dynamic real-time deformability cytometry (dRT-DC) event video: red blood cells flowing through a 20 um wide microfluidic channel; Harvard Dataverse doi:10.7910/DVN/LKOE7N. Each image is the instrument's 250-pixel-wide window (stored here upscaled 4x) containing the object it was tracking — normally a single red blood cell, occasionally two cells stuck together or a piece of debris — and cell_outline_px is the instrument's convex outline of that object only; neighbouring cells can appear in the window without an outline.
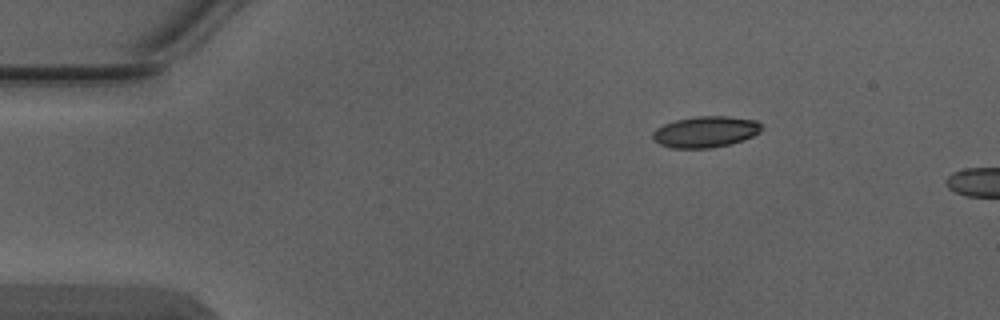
{"species": "Egyptian fruit bat (a non-hibernating species)", "species_latin": "Rousettus aegyptiacus", "temperature_condition": "warm", "stored_images_in_passage": 2, "camera_frame_rate_fps": 3000, "um_per_image_px": 0.085, "animal": {"sex": "male"}, "frame": {"image": 1, "passage_image": 2, "time_ms": 0.333, "image_size_px": [1000, 320], "cell_outline_px": [[764, 128], [760, 132], [744, 140], [712, 148], [672, 148], [660, 144], [652, 140], [652, 132], [656, 128], [664, 124], [676, 120], [696, 116], [728, 116], [756, 120]], "centroid_in_image_um": [59.96, 11.2], "position_along_channel_um": 25.0, "area_um2": 19.88}}